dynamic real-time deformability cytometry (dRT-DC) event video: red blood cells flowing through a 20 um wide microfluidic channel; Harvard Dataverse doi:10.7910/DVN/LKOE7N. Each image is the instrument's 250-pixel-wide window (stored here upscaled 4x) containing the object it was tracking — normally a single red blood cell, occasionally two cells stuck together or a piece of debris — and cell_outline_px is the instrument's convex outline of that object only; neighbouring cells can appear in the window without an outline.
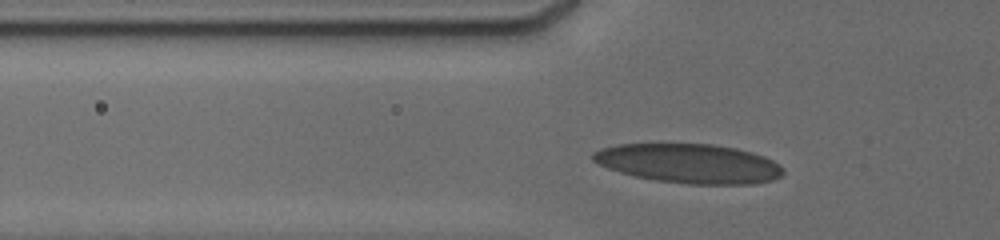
{"species": "human", "species_latin": "Homo sapiens", "temperature_condition": "cold", "stored_images_in_passage": 10, "camera_frame_rate_fps": 3000, "um_per_image_px": 0.085, "donor": {"sex": "male"}, "frame": {"image": 1, "passage_image": 5, "time_ms": 2.333, "image_size_px": [1000, 240], "cell_outline_px": [[784, 172], [780, 176], [772, 180], [752, 184], [688, 184], [656, 180], [636, 176], [620, 172], [608, 168], [592, 160], [592, 152], [600, 148], [620, 144], [712, 144], [736, 148], [752, 152], [764, 156], [780, 164], [784, 168]], "centroid_in_image_um": [58.59, 13.89], "position_along_channel_um": 67.2, "area_um2": 43.52}}
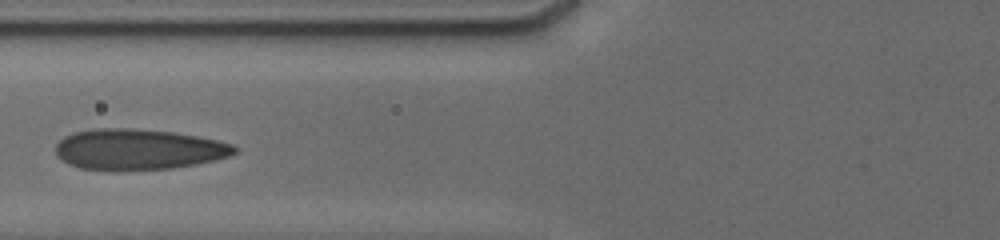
{"frame": {"image": 2, "passage_image": 7, "time_ms": 3.667, "image_size_px": [1000, 240], "cell_outline_px": [[236, 152], [228, 156], [216, 160], [196, 164], [172, 168], [120, 172], [112, 172], [80, 168], [68, 164], [56, 156], [56, 144], [64, 136], [76, 132], [100, 128], [132, 128], [172, 132], [196, 136], [216, 140], [232, 144], [236, 148]], "centroid_in_image_um": [11.71, 12.73], "position_along_channel_um": 114.1, "area_um2": 42.95}}
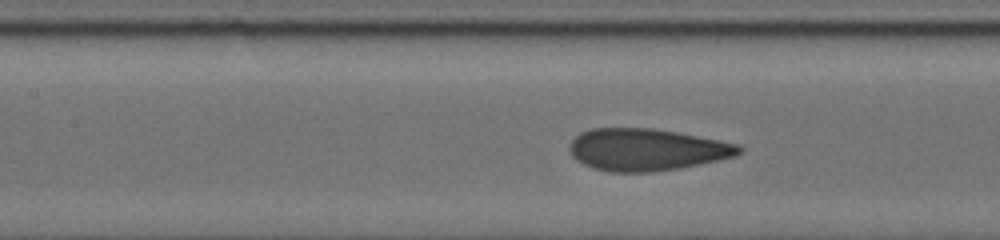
{"frame": {"image": 3, "passage_image": 9, "time_ms": 4.667, "image_size_px": [1000, 240], "cell_outline_px": [[744, 152], [736, 156], [700, 164], [680, 168], [652, 172], [608, 172], [592, 168], [576, 160], [572, 156], [568, 148], [568, 144], [580, 132], [592, 128], [652, 128], [676, 132], [720, 140], [736, 144], [744, 148]], "centroid_in_image_um": [54.95, 12.72], "position_along_channel_um": 152.5, "area_um2": 41.79}}